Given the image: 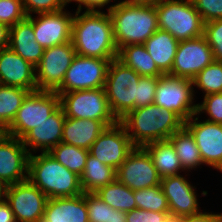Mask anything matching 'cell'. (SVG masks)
Wrapping results in <instances>:
<instances>
[{
    "label": "cell",
    "mask_w": 222,
    "mask_h": 222,
    "mask_svg": "<svg viewBox=\"0 0 222 222\" xmlns=\"http://www.w3.org/2000/svg\"><path fill=\"white\" fill-rule=\"evenodd\" d=\"M76 11L71 41L76 54L92 58L115 59L118 49L113 38L110 15L102 11Z\"/></svg>",
    "instance_id": "1"
},
{
    "label": "cell",
    "mask_w": 222,
    "mask_h": 222,
    "mask_svg": "<svg viewBox=\"0 0 222 222\" xmlns=\"http://www.w3.org/2000/svg\"><path fill=\"white\" fill-rule=\"evenodd\" d=\"M120 122L135 147L167 140L184 126V121L175 112L154 103L130 111Z\"/></svg>",
    "instance_id": "2"
},
{
    "label": "cell",
    "mask_w": 222,
    "mask_h": 222,
    "mask_svg": "<svg viewBox=\"0 0 222 222\" xmlns=\"http://www.w3.org/2000/svg\"><path fill=\"white\" fill-rule=\"evenodd\" d=\"M117 49L144 44L159 28L155 5L118 2L108 6Z\"/></svg>",
    "instance_id": "3"
},
{
    "label": "cell",
    "mask_w": 222,
    "mask_h": 222,
    "mask_svg": "<svg viewBox=\"0 0 222 222\" xmlns=\"http://www.w3.org/2000/svg\"><path fill=\"white\" fill-rule=\"evenodd\" d=\"M28 180L49 199L83 193L80 177L59 163L49 152L29 157Z\"/></svg>",
    "instance_id": "4"
},
{
    "label": "cell",
    "mask_w": 222,
    "mask_h": 222,
    "mask_svg": "<svg viewBox=\"0 0 222 222\" xmlns=\"http://www.w3.org/2000/svg\"><path fill=\"white\" fill-rule=\"evenodd\" d=\"M159 30L169 32L177 41L204 35V21L192 0H161L155 5Z\"/></svg>",
    "instance_id": "5"
},
{
    "label": "cell",
    "mask_w": 222,
    "mask_h": 222,
    "mask_svg": "<svg viewBox=\"0 0 222 222\" xmlns=\"http://www.w3.org/2000/svg\"><path fill=\"white\" fill-rule=\"evenodd\" d=\"M140 75L117 58L110 62L105 80V93L109 107L120 121L130 111L137 109V92Z\"/></svg>",
    "instance_id": "6"
},
{
    "label": "cell",
    "mask_w": 222,
    "mask_h": 222,
    "mask_svg": "<svg viewBox=\"0 0 222 222\" xmlns=\"http://www.w3.org/2000/svg\"><path fill=\"white\" fill-rule=\"evenodd\" d=\"M65 117L102 121L107 127L118 122L104 88L57 93Z\"/></svg>",
    "instance_id": "7"
},
{
    "label": "cell",
    "mask_w": 222,
    "mask_h": 222,
    "mask_svg": "<svg viewBox=\"0 0 222 222\" xmlns=\"http://www.w3.org/2000/svg\"><path fill=\"white\" fill-rule=\"evenodd\" d=\"M60 107V96L53 91L36 90L28 93L12 123L5 130L7 135L20 140L33 128L47 120Z\"/></svg>",
    "instance_id": "8"
},
{
    "label": "cell",
    "mask_w": 222,
    "mask_h": 222,
    "mask_svg": "<svg viewBox=\"0 0 222 222\" xmlns=\"http://www.w3.org/2000/svg\"><path fill=\"white\" fill-rule=\"evenodd\" d=\"M113 59L92 58L76 54L56 93L104 88Z\"/></svg>",
    "instance_id": "9"
},
{
    "label": "cell",
    "mask_w": 222,
    "mask_h": 222,
    "mask_svg": "<svg viewBox=\"0 0 222 222\" xmlns=\"http://www.w3.org/2000/svg\"><path fill=\"white\" fill-rule=\"evenodd\" d=\"M189 79L163 75L159 78L154 104L175 112L184 122L197 113L195 91Z\"/></svg>",
    "instance_id": "10"
},
{
    "label": "cell",
    "mask_w": 222,
    "mask_h": 222,
    "mask_svg": "<svg viewBox=\"0 0 222 222\" xmlns=\"http://www.w3.org/2000/svg\"><path fill=\"white\" fill-rule=\"evenodd\" d=\"M75 56L72 41L45 48L40 62L35 66L37 90L55 92L62 85Z\"/></svg>",
    "instance_id": "11"
},
{
    "label": "cell",
    "mask_w": 222,
    "mask_h": 222,
    "mask_svg": "<svg viewBox=\"0 0 222 222\" xmlns=\"http://www.w3.org/2000/svg\"><path fill=\"white\" fill-rule=\"evenodd\" d=\"M214 60L212 48L204 35L179 41L173 66L167 75L192 81Z\"/></svg>",
    "instance_id": "12"
},
{
    "label": "cell",
    "mask_w": 222,
    "mask_h": 222,
    "mask_svg": "<svg viewBox=\"0 0 222 222\" xmlns=\"http://www.w3.org/2000/svg\"><path fill=\"white\" fill-rule=\"evenodd\" d=\"M8 201L16 222H39L44 216L48 197L28 179L7 185Z\"/></svg>",
    "instance_id": "13"
},
{
    "label": "cell",
    "mask_w": 222,
    "mask_h": 222,
    "mask_svg": "<svg viewBox=\"0 0 222 222\" xmlns=\"http://www.w3.org/2000/svg\"><path fill=\"white\" fill-rule=\"evenodd\" d=\"M116 179L131 190L160 185L161 177L144 147H135L116 169Z\"/></svg>",
    "instance_id": "14"
},
{
    "label": "cell",
    "mask_w": 222,
    "mask_h": 222,
    "mask_svg": "<svg viewBox=\"0 0 222 222\" xmlns=\"http://www.w3.org/2000/svg\"><path fill=\"white\" fill-rule=\"evenodd\" d=\"M135 148L124 125L118 121L108 126L89 148V154L115 170Z\"/></svg>",
    "instance_id": "15"
},
{
    "label": "cell",
    "mask_w": 222,
    "mask_h": 222,
    "mask_svg": "<svg viewBox=\"0 0 222 222\" xmlns=\"http://www.w3.org/2000/svg\"><path fill=\"white\" fill-rule=\"evenodd\" d=\"M195 116L198 115L186 120L184 126L193 135L203 164L222 172V124L201 122L199 116Z\"/></svg>",
    "instance_id": "16"
},
{
    "label": "cell",
    "mask_w": 222,
    "mask_h": 222,
    "mask_svg": "<svg viewBox=\"0 0 222 222\" xmlns=\"http://www.w3.org/2000/svg\"><path fill=\"white\" fill-rule=\"evenodd\" d=\"M162 191L167 198L172 219H179L201 212L195 186L182 175L161 178Z\"/></svg>",
    "instance_id": "17"
},
{
    "label": "cell",
    "mask_w": 222,
    "mask_h": 222,
    "mask_svg": "<svg viewBox=\"0 0 222 222\" xmlns=\"http://www.w3.org/2000/svg\"><path fill=\"white\" fill-rule=\"evenodd\" d=\"M60 10L52 13H40L37 18L29 16L33 22L35 40L44 48L61 45L71 41L74 15Z\"/></svg>",
    "instance_id": "18"
},
{
    "label": "cell",
    "mask_w": 222,
    "mask_h": 222,
    "mask_svg": "<svg viewBox=\"0 0 222 222\" xmlns=\"http://www.w3.org/2000/svg\"><path fill=\"white\" fill-rule=\"evenodd\" d=\"M29 157L22 140L6 134L0 139V179L7 185L27 180Z\"/></svg>",
    "instance_id": "19"
},
{
    "label": "cell",
    "mask_w": 222,
    "mask_h": 222,
    "mask_svg": "<svg viewBox=\"0 0 222 222\" xmlns=\"http://www.w3.org/2000/svg\"><path fill=\"white\" fill-rule=\"evenodd\" d=\"M0 84L36 91L35 67L9 47L1 49Z\"/></svg>",
    "instance_id": "20"
},
{
    "label": "cell",
    "mask_w": 222,
    "mask_h": 222,
    "mask_svg": "<svg viewBox=\"0 0 222 222\" xmlns=\"http://www.w3.org/2000/svg\"><path fill=\"white\" fill-rule=\"evenodd\" d=\"M65 113L60 106L47 120L30 130L21 140L29 151L48 153L53 147L62 142ZM32 150V151H31Z\"/></svg>",
    "instance_id": "21"
},
{
    "label": "cell",
    "mask_w": 222,
    "mask_h": 222,
    "mask_svg": "<svg viewBox=\"0 0 222 222\" xmlns=\"http://www.w3.org/2000/svg\"><path fill=\"white\" fill-rule=\"evenodd\" d=\"M39 222H89L86 193L48 199L44 216Z\"/></svg>",
    "instance_id": "22"
},
{
    "label": "cell",
    "mask_w": 222,
    "mask_h": 222,
    "mask_svg": "<svg viewBox=\"0 0 222 222\" xmlns=\"http://www.w3.org/2000/svg\"><path fill=\"white\" fill-rule=\"evenodd\" d=\"M8 47L34 67L40 62L45 49L36 42L33 22L29 17L10 27Z\"/></svg>",
    "instance_id": "23"
},
{
    "label": "cell",
    "mask_w": 222,
    "mask_h": 222,
    "mask_svg": "<svg viewBox=\"0 0 222 222\" xmlns=\"http://www.w3.org/2000/svg\"><path fill=\"white\" fill-rule=\"evenodd\" d=\"M106 128L107 126L102 121L66 117L62 142L89 150Z\"/></svg>",
    "instance_id": "24"
},
{
    "label": "cell",
    "mask_w": 222,
    "mask_h": 222,
    "mask_svg": "<svg viewBox=\"0 0 222 222\" xmlns=\"http://www.w3.org/2000/svg\"><path fill=\"white\" fill-rule=\"evenodd\" d=\"M179 41L169 32L157 30L144 43L157 68L167 75L173 66Z\"/></svg>",
    "instance_id": "25"
},
{
    "label": "cell",
    "mask_w": 222,
    "mask_h": 222,
    "mask_svg": "<svg viewBox=\"0 0 222 222\" xmlns=\"http://www.w3.org/2000/svg\"><path fill=\"white\" fill-rule=\"evenodd\" d=\"M144 148L150 154L161 178L179 175L181 171H185L169 139L151 142L146 144Z\"/></svg>",
    "instance_id": "26"
},
{
    "label": "cell",
    "mask_w": 222,
    "mask_h": 222,
    "mask_svg": "<svg viewBox=\"0 0 222 222\" xmlns=\"http://www.w3.org/2000/svg\"><path fill=\"white\" fill-rule=\"evenodd\" d=\"M117 59L140 76L161 77L164 75L157 68L144 44H131L119 48Z\"/></svg>",
    "instance_id": "27"
},
{
    "label": "cell",
    "mask_w": 222,
    "mask_h": 222,
    "mask_svg": "<svg viewBox=\"0 0 222 222\" xmlns=\"http://www.w3.org/2000/svg\"><path fill=\"white\" fill-rule=\"evenodd\" d=\"M116 179V170L100 162L92 155H88L85 168L80 176L83 193H95L100 188Z\"/></svg>",
    "instance_id": "28"
},
{
    "label": "cell",
    "mask_w": 222,
    "mask_h": 222,
    "mask_svg": "<svg viewBox=\"0 0 222 222\" xmlns=\"http://www.w3.org/2000/svg\"><path fill=\"white\" fill-rule=\"evenodd\" d=\"M169 140L172 142L176 150L177 157L185 171H191L192 169L203 165L201 154L195 139L185 126L176 131Z\"/></svg>",
    "instance_id": "29"
},
{
    "label": "cell",
    "mask_w": 222,
    "mask_h": 222,
    "mask_svg": "<svg viewBox=\"0 0 222 222\" xmlns=\"http://www.w3.org/2000/svg\"><path fill=\"white\" fill-rule=\"evenodd\" d=\"M105 203L115 210L129 212L137 209L134 190L115 179L95 192Z\"/></svg>",
    "instance_id": "30"
},
{
    "label": "cell",
    "mask_w": 222,
    "mask_h": 222,
    "mask_svg": "<svg viewBox=\"0 0 222 222\" xmlns=\"http://www.w3.org/2000/svg\"><path fill=\"white\" fill-rule=\"evenodd\" d=\"M30 91L0 84V126L7 129Z\"/></svg>",
    "instance_id": "31"
},
{
    "label": "cell",
    "mask_w": 222,
    "mask_h": 222,
    "mask_svg": "<svg viewBox=\"0 0 222 222\" xmlns=\"http://www.w3.org/2000/svg\"><path fill=\"white\" fill-rule=\"evenodd\" d=\"M49 153L67 169L79 177L84 171L89 151L66 143H59Z\"/></svg>",
    "instance_id": "32"
},
{
    "label": "cell",
    "mask_w": 222,
    "mask_h": 222,
    "mask_svg": "<svg viewBox=\"0 0 222 222\" xmlns=\"http://www.w3.org/2000/svg\"><path fill=\"white\" fill-rule=\"evenodd\" d=\"M194 87L200 88L204 95L222 93V61L214 60L192 80Z\"/></svg>",
    "instance_id": "33"
},
{
    "label": "cell",
    "mask_w": 222,
    "mask_h": 222,
    "mask_svg": "<svg viewBox=\"0 0 222 222\" xmlns=\"http://www.w3.org/2000/svg\"><path fill=\"white\" fill-rule=\"evenodd\" d=\"M137 209L169 213V205L161 185L134 190Z\"/></svg>",
    "instance_id": "34"
},
{
    "label": "cell",
    "mask_w": 222,
    "mask_h": 222,
    "mask_svg": "<svg viewBox=\"0 0 222 222\" xmlns=\"http://www.w3.org/2000/svg\"><path fill=\"white\" fill-rule=\"evenodd\" d=\"M27 17L22 0H0V23L9 28Z\"/></svg>",
    "instance_id": "35"
},
{
    "label": "cell",
    "mask_w": 222,
    "mask_h": 222,
    "mask_svg": "<svg viewBox=\"0 0 222 222\" xmlns=\"http://www.w3.org/2000/svg\"><path fill=\"white\" fill-rule=\"evenodd\" d=\"M206 113V121L222 124V93L204 95L203 102L197 104V115Z\"/></svg>",
    "instance_id": "36"
},
{
    "label": "cell",
    "mask_w": 222,
    "mask_h": 222,
    "mask_svg": "<svg viewBox=\"0 0 222 222\" xmlns=\"http://www.w3.org/2000/svg\"><path fill=\"white\" fill-rule=\"evenodd\" d=\"M89 222H109L110 206L95 193H86Z\"/></svg>",
    "instance_id": "37"
},
{
    "label": "cell",
    "mask_w": 222,
    "mask_h": 222,
    "mask_svg": "<svg viewBox=\"0 0 222 222\" xmlns=\"http://www.w3.org/2000/svg\"><path fill=\"white\" fill-rule=\"evenodd\" d=\"M204 36L212 48L214 59L222 61V19L206 22Z\"/></svg>",
    "instance_id": "38"
},
{
    "label": "cell",
    "mask_w": 222,
    "mask_h": 222,
    "mask_svg": "<svg viewBox=\"0 0 222 222\" xmlns=\"http://www.w3.org/2000/svg\"><path fill=\"white\" fill-rule=\"evenodd\" d=\"M159 78L154 76L140 77L138 81L137 108L154 103Z\"/></svg>",
    "instance_id": "39"
},
{
    "label": "cell",
    "mask_w": 222,
    "mask_h": 222,
    "mask_svg": "<svg viewBox=\"0 0 222 222\" xmlns=\"http://www.w3.org/2000/svg\"><path fill=\"white\" fill-rule=\"evenodd\" d=\"M27 17L40 13H52L63 10L65 6L60 0H22Z\"/></svg>",
    "instance_id": "40"
},
{
    "label": "cell",
    "mask_w": 222,
    "mask_h": 222,
    "mask_svg": "<svg viewBox=\"0 0 222 222\" xmlns=\"http://www.w3.org/2000/svg\"><path fill=\"white\" fill-rule=\"evenodd\" d=\"M204 23L222 19V0H192Z\"/></svg>",
    "instance_id": "41"
},
{
    "label": "cell",
    "mask_w": 222,
    "mask_h": 222,
    "mask_svg": "<svg viewBox=\"0 0 222 222\" xmlns=\"http://www.w3.org/2000/svg\"><path fill=\"white\" fill-rule=\"evenodd\" d=\"M127 222H172L170 213L133 209L126 212Z\"/></svg>",
    "instance_id": "42"
},
{
    "label": "cell",
    "mask_w": 222,
    "mask_h": 222,
    "mask_svg": "<svg viewBox=\"0 0 222 222\" xmlns=\"http://www.w3.org/2000/svg\"><path fill=\"white\" fill-rule=\"evenodd\" d=\"M172 222H222V214L200 212L195 215L173 219Z\"/></svg>",
    "instance_id": "43"
},
{
    "label": "cell",
    "mask_w": 222,
    "mask_h": 222,
    "mask_svg": "<svg viewBox=\"0 0 222 222\" xmlns=\"http://www.w3.org/2000/svg\"><path fill=\"white\" fill-rule=\"evenodd\" d=\"M112 2L111 0H79V11H82V5L85 8V11L99 12L105 5ZM98 8V9H97Z\"/></svg>",
    "instance_id": "44"
},
{
    "label": "cell",
    "mask_w": 222,
    "mask_h": 222,
    "mask_svg": "<svg viewBox=\"0 0 222 222\" xmlns=\"http://www.w3.org/2000/svg\"><path fill=\"white\" fill-rule=\"evenodd\" d=\"M0 222H16L14 213L5 198L0 201Z\"/></svg>",
    "instance_id": "45"
},
{
    "label": "cell",
    "mask_w": 222,
    "mask_h": 222,
    "mask_svg": "<svg viewBox=\"0 0 222 222\" xmlns=\"http://www.w3.org/2000/svg\"><path fill=\"white\" fill-rule=\"evenodd\" d=\"M9 33H10V28L0 23V50L8 47Z\"/></svg>",
    "instance_id": "46"
},
{
    "label": "cell",
    "mask_w": 222,
    "mask_h": 222,
    "mask_svg": "<svg viewBox=\"0 0 222 222\" xmlns=\"http://www.w3.org/2000/svg\"><path fill=\"white\" fill-rule=\"evenodd\" d=\"M109 222H127L126 212L115 210L110 207V219Z\"/></svg>",
    "instance_id": "47"
},
{
    "label": "cell",
    "mask_w": 222,
    "mask_h": 222,
    "mask_svg": "<svg viewBox=\"0 0 222 222\" xmlns=\"http://www.w3.org/2000/svg\"><path fill=\"white\" fill-rule=\"evenodd\" d=\"M161 0H123L121 2H129L132 4H147V5H156Z\"/></svg>",
    "instance_id": "48"
},
{
    "label": "cell",
    "mask_w": 222,
    "mask_h": 222,
    "mask_svg": "<svg viewBox=\"0 0 222 222\" xmlns=\"http://www.w3.org/2000/svg\"><path fill=\"white\" fill-rule=\"evenodd\" d=\"M7 184L0 179V201L5 198Z\"/></svg>",
    "instance_id": "49"
},
{
    "label": "cell",
    "mask_w": 222,
    "mask_h": 222,
    "mask_svg": "<svg viewBox=\"0 0 222 222\" xmlns=\"http://www.w3.org/2000/svg\"><path fill=\"white\" fill-rule=\"evenodd\" d=\"M71 1H74L76 3H78V6H77V10L76 11H79V0H60V2L66 6L67 4L71 3Z\"/></svg>",
    "instance_id": "50"
},
{
    "label": "cell",
    "mask_w": 222,
    "mask_h": 222,
    "mask_svg": "<svg viewBox=\"0 0 222 222\" xmlns=\"http://www.w3.org/2000/svg\"><path fill=\"white\" fill-rule=\"evenodd\" d=\"M5 135H6L5 129H3V128L0 126V139L3 138Z\"/></svg>",
    "instance_id": "51"
}]
</instances>
